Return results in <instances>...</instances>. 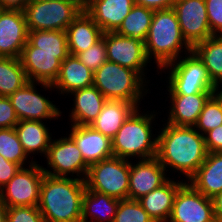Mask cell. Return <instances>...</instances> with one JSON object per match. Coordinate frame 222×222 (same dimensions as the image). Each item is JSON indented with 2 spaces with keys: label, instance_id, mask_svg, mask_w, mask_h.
<instances>
[{
  "label": "cell",
  "instance_id": "6da1fadb",
  "mask_svg": "<svg viewBox=\"0 0 222 222\" xmlns=\"http://www.w3.org/2000/svg\"><path fill=\"white\" fill-rule=\"evenodd\" d=\"M164 125L157 135L156 158L166 171H180L189 179L207 157L204 135L194 127Z\"/></svg>",
  "mask_w": 222,
  "mask_h": 222
},
{
  "label": "cell",
  "instance_id": "7a4b0ae2",
  "mask_svg": "<svg viewBox=\"0 0 222 222\" xmlns=\"http://www.w3.org/2000/svg\"><path fill=\"white\" fill-rule=\"evenodd\" d=\"M85 180L44 174L38 208L46 222H82Z\"/></svg>",
  "mask_w": 222,
  "mask_h": 222
},
{
  "label": "cell",
  "instance_id": "3957f363",
  "mask_svg": "<svg viewBox=\"0 0 222 222\" xmlns=\"http://www.w3.org/2000/svg\"><path fill=\"white\" fill-rule=\"evenodd\" d=\"M148 59L154 56L157 69H161L180 58V53L187 55L192 47L184 39L176 12L173 8L154 11L148 35L145 39ZM184 46V47H183Z\"/></svg>",
  "mask_w": 222,
  "mask_h": 222
},
{
  "label": "cell",
  "instance_id": "277c9868",
  "mask_svg": "<svg viewBox=\"0 0 222 222\" xmlns=\"http://www.w3.org/2000/svg\"><path fill=\"white\" fill-rule=\"evenodd\" d=\"M140 112L136 108L111 139L115 157L129 161L131 157H137L138 160L156 157L157 137H154L151 129L156 114L154 111L151 114L148 111V114Z\"/></svg>",
  "mask_w": 222,
  "mask_h": 222
},
{
  "label": "cell",
  "instance_id": "5b68a950",
  "mask_svg": "<svg viewBox=\"0 0 222 222\" xmlns=\"http://www.w3.org/2000/svg\"><path fill=\"white\" fill-rule=\"evenodd\" d=\"M146 82L135 70L110 61L104 62L93 74V85L107 100L128 101L139 109L140 101L148 92Z\"/></svg>",
  "mask_w": 222,
  "mask_h": 222
},
{
  "label": "cell",
  "instance_id": "8992f818",
  "mask_svg": "<svg viewBox=\"0 0 222 222\" xmlns=\"http://www.w3.org/2000/svg\"><path fill=\"white\" fill-rule=\"evenodd\" d=\"M165 69L170 70L167 82L169 95L213 93L216 87L204 63L193 50L187 56H181L162 67L160 71Z\"/></svg>",
  "mask_w": 222,
  "mask_h": 222
},
{
  "label": "cell",
  "instance_id": "52a82bcc",
  "mask_svg": "<svg viewBox=\"0 0 222 222\" xmlns=\"http://www.w3.org/2000/svg\"><path fill=\"white\" fill-rule=\"evenodd\" d=\"M83 10V0H52L29 2L24 14L28 31H66Z\"/></svg>",
  "mask_w": 222,
  "mask_h": 222
},
{
  "label": "cell",
  "instance_id": "ba28073f",
  "mask_svg": "<svg viewBox=\"0 0 222 222\" xmlns=\"http://www.w3.org/2000/svg\"><path fill=\"white\" fill-rule=\"evenodd\" d=\"M130 161L112 156L89 166L86 188L114 198L128 199Z\"/></svg>",
  "mask_w": 222,
  "mask_h": 222
},
{
  "label": "cell",
  "instance_id": "9c48e42d",
  "mask_svg": "<svg viewBox=\"0 0 222 222\" xmlns=\"http://www.w3.org/2000/svg\"><path fill=\"white\" fill-rule=\"evenodd\" d=\"M37 163L38 161L32 159L27 168H20L14 177L0 189V199L8 208L38 206L40 187L45 173L42 166Z\"/></svg>",
  "mask_w": 222,
  "mask_h": 222
},
{
  "label": "cell",
  "instance_id": "30bf717a",
  "mask_svg": "<svg viewBox=\"0 0 222 222\" xmlns=\"http://www.w3.org/2000/svg\"><path fill=\"white\" fill-rule=\"evenodd\" d=\"M36 84L46 90L53 88L50 83L29 81L9 96L18 120L42 121L50 119L51 121L56 118L58 120V117L62 115L60 108L48 100V97L41 95L36 89Z\"/></svg>",
  "mask_w": 222,
  "mask_h": 222
},
{
  "label": "cell",
  "instance_id": "8fae6325",
  "mask_svg": "<svg viewBox=\"0 0 222 222\" xmlns=\"http://www.w3.org/2000/svg\"><path fill=\"white\" fill-rule=\"evenodd\" d=\"M46 157L48 168L51 167L52 171L42 166L45 174L68 178V175L72 173L76 174L78 179L85 180L89 166L70 136L52 139Z\"/></svg>",
  "mask_w": 222,
  "mask_h": 222
},
{
  "label": "cell",
  "instance_id": "7c38bea8",
  "mask_svg": "<svg viewBox=\"0 0 222 222\" xmlns=\"http://www.w3.org/2000/svg\"><path fill=\"white\" fill-rule=\"evenodd\" d=\"M168 222H216L212 199L186 181L176 193Z\"/></svg>",
  "mask_w": 222,
  "mask_h": 222
},
{
  "label": "cell",
  "instance_id": "4fadbf2b",
  "mask_svg": "<svg viewBox=\"0 0 222 222\" xmlns=\"http://www.w3.org/2000/svg\"><path fill=\"white\" fill-rule=\"evenodd\" d=\"M107 61L135 70L144 80L147 63L145 43L134 38L125 37L116 32H104ZM145 68V69H144Z\"/></svg>",
  "mask_w": 222,
  "mask_h": 222
},
{
  "label": "cell",
  "instance_id": "5bb4252c",
  "mask_svg": "<svg viewBox=\"0 0 222 222\" xmlns=\"http://www.w3.org/2000/svg\"><path fill=\"white\" fill-rule=\"evenodd\" d=\"M172 8L176 12L183 37L192 48L213 36L205 0H175Z\"/></svg>",
  "mask_w": 222,
  "mask_h": 222
},
{
  "label": "cell",
  "instance_id": "9a60e30c",
  "mask_svg": "<svg viewBox=\"0 0 222 222\" xmlns=\"http://www.w3.org/2000/svg\"><path fill=\"white\" fill-rule=\"evenodd\" d=\"M69 54L40 52L27 41L19 59L29 81L53 84L58 78L61 62Z\"/></svg>",
  "mask_w": 222,
  "mask_h": 222
},
{
  "label": "cell",
  "instance_id": "2e32d148",
  "mask_svg": "<svg viewBox=\"0 0 222 222\" xmlns=\"http://www.w3.org/2000/svg\"><path fill=\"white\" fill-rule=\"evenodd\" d=\"M28 32L24 11L1 9L0 57L20 58Z\"/></svg>",
  "mask_w": 222,
  "mask_h": 222
},
{
  "label": "cell",
  "instance_id": "e0dca14e",
  "mask_svg": "<svg viewBox=\"0 0 222 222\" xmlns=\"http://www.w3.org/2000/svg\"><path fill=\"white\" fill-rule=\"evenodd\" d=\"M131 162L130 160L128 199L139 200L170 179L156 157L139 160L135 165Z\"/></svg>",
  "mask_w": 222,
  "mask_h": 222
},
{
  "label": "cell",
  "instance_id": "ac0fdd59",
  "mask_svg": "<svg viewBox=\"0 0 222 222\" xmlns=\"http://www.w3.org/2000/svg\"><path fill=\"white\" fill-rule=\"evenodd\" d=\"M70 130L69 136L77 145L88 166L114 156L111 139L90 125L71 124Z\"/></svg>",
  "mask_w": 222,
  "mask_h": 222
},
{
  "label": "cell",
  "instance_id": "d6986e66",
  "mask_svg": "<svg viewBox=\"0 0 222 222\" xmlns=\"http://www.w3.org/2000/svg\"><path fill=\"white\" fill-rule=\"evenodd\" d=\"M134 5V0H83V9L103 32H115Z\"/></svg>",
  "mask_w": 222,
  "mask_h": 222
},
{
  "label": "cell",
  "instance_id": "ffe728a7",
  "mask_svg": "<svg viewBox=\"0 0 222 222\" xmlns=\"http://www.w3.org/2000/svg\"><path fill=\"white\" fill-rule=\"evenodd\" d=\"M208 198L222 192V152H208L198 170L186 180Z\"/></svg>",
  "mask_w": 222,
  "mask_h": 222
},
{
  "label": "cell",
  "instance_id": "44dd1931",
  "mask_svg": "<svg viewBox=\"0 0 222 222\" xmlns=\"http://www.w3.org/2000/svg\"><path fill=\"white\" fill-rule=\"evenodd\" d=\"M212 94L169 95L171 106L166 123L175 126L194 127L205 102Z\"/></svg>",
  "mask_w": 222,
  "mask_h": 222
},
{
  "label": "cell",
  "instance_id": "7402d4cb",
  "mask_svg": "<svg viewBox=\"0 0 222 222\" xmlns=\"http://www.w3.org/2000/svg\"><path fill=\"white\" fill-rule=\"evenodd\" d=\"M185 181L169 179L159 188L141 197L138 202L154 222H168L178 189Z\"/></svg>",
  "mask_w": 222,
  "mask_h": 222
},
{
  "label": "cell",
  "instance_id": "603a6c76",
  "mask_svg": "<svg viewBox=\"0 0 222 222\" xmlns=\"http://www.w3.org/2000/svg\"><path fill=\"white\" fill-rule=\"evenodd\" d=\"M103 33L102 29L83 9L66 28L69 53L76 56L87 50L102 38Z\"/></svg>",
  "mask_w": 222,
  "mask_h": 222
},
{
  "label": "cell",
  "instance_id": "cb8c5ba5",
  "mask_svg": "<svg viewBox=\"0 0 222 222\" xmlns=\"http://www.w3.org/2000/svg\"><path fill=\"white\" fill-rule=\"evenodd\" d=\"M94 72L87 68L77 56L69 54L62 62L58 78L52 84L60 94L68 95L74 90L93 85Z\"/></svg>",
  "mask_w": 222,
  "mask_h": 222
},
{
  "label": "cell",
  "instance_id": "d4e9b609",
  "mask_svg": "<svg viewBox=\"0 0 222 222\" xmlns=\"http://www.w3.org/2000/svg\"><path fill=\"white\" fill-rule=\"evenodd\" d=\"M70 94L74 96V105L69 115L73 125H90L107 101L94 85L74 90Z\"/></svg>",
  "mask_w": 222,
  "mask_h": 222
},
{
  "label": "cell",
  "instance_id": "484cf974",
  "mask_svg": "<svg viewBox=\"0 0 222 222\" xmlns=\"http://www.w3.org/2000/svg\"><path fill=\"white\" fill-rule=\"evenodd\" d=\"M136 108L133 103L128 101L107 100L100 114L90 126L112 139Z\"/></svg>",
  "mask_w": 222,
  "mask_h": 222
},
{
  "label": "cell",
  "instance_id": "4316f807",
  "mask_svg": "<svg viewBox=\"0 0 222 222\" xmlns=\"http://www.w3.org/2000/svg\"><path fill=\"white\" fill-rule=\"evenodd\" d=\"M14 128L27 156L37 152L46 158L52 135L43 121L22 120Z\"/></svg>",
  "mask_w": 222,
  "mask_h": 222
},
{
  "label": "cell",
  "instance_id": "83f0119b",
  "mask_svg": "<svg viewBox=\"0 0 222 222\" xmlns=\"http://www.w3.org/2000/svg\"><path fill=\"white\" fill-rule=\"evenodd\" d=\"M119 202L120 199L86 188L82 201V222H113Z\"/></svg>",
  "mask_w": 222,
  "mask_h": 222
},
{
  "label": "cell",
  "instance_id": "f1b7e54d",
  "mask_svg": "<svg viewBox=\"0 0 222 222\" xmlns=\"http://www.w3.org/2000/svg\"><path fill=\"white\" fill-rule=\"evenodd\" d=\"M192 50L202 60L215 85L222 84V35L197 43Z\"/></svg>",
  "mask_w": 222,
  "mask_h": 222
},
{
  "label": "cell",
  "instance_id": "f546056e",
  "mask_svg": "<svg viewBox=\"0 0 222 222\" xmlns=\"http://www.w3.org/2000/svg\"><path fill=\"white\" fill-rule=\"evenodd\" d=\"M153 14L154 10L135 4L115 32L145 42Z\"/></svg>",
  "mask_w": 222,
  "mask_h": 222
},
{
  "label": "cell",
  "instance_id": "4dcf8cb0",
  "mask_svg": "<svg viewBox=\"0 0 222 222\" xmlns=\"http://www.w3.org/2000/svg\"><path fill=\"white\" fill-rule=\"evenodd\" d=\"M29 82L19 58L0 57V96L9 97Z\"/></svg>",
  "mask_w": 222,
  "mask_h": 222
},
{
  "label": "cell",
  "instance_id": "1f68e13d",
  "mask_svg": "<svg viewBox=\"0 0 222 222\" xmlns=\"http://www.w3.org/2000/svg\"><path fill=\"white\" fill-rule=\"evenodd\" d=\"M28 42L37 51L47 53H69L66 31L36 30L28 32Z\"/></svg>",
  "mask_w": 222,
  "mask_h": 222
},
{
  "label": "cell",
  "instance_id": "d6a6232c",
  "mask_svg": "<svg viewBox=\"0 0 222 222\" xmlns=\"http://www.w3.org/2000/svg\"><path fill=\"white\" fill-rule=\"evenodd\" d=\"M0 154L8 161L18 164L21 168L27 162V154L24 152L15 128L0 129Z\"/></svg>",
  "mask_w": 222,
  "mask_h": 222
},
{
  "label": "cell",
  "instance_id": "836d02e7",
  "mask_svg": "<svg viewBox=\"0 0 222 222\" xmlns=\"http://www.w3.org/2000/svg\"><path fill=\"white\" fill-rule=\"evenodd\" d=\"M220 125H222V106L212 94L205 102L194 128L204 135Z\"/></svg>",
  "mask_w": 222,
  "mask_h": 222
},
{
  "label": "cell",
  "instance_id": "e575fe53",
  "mask_svg": "<svg viewBox=\"0 0 222 222\" xmlns=\"http://www.w3.org/2000/svg\"><path fill=\"white\" fill-rule=\"evenodd\" d=\"M113 222H154L138 200H120Z\"/></svg>",
  "mask_w": 222,
  "mask_h": 222
},
{
  "label": "cell",
  "instance_id": "d590c367",
  "mask_svg": "<svg viewBox=\"0 0 222 222\" xmlns=\"http://www.w3.org/2000/svg\"><path fill=\"white\" fill-rule=\"evenodd\" d=\"M77 58L90 70L95 72L104 62L107 61L105 40L102 37L87 50L78 53Z\"/></svg>",
  "mask_w": 222,
  "mask_h": 222
},
{
  "label": "cell",
  "instance_id": "8d00e7d4",
  "mask_svg": "<svg viewBox=\"0 0 222 222\" xmlns=\"http://www.w3.org/2000/svg\"><path fill=\"white\" fill-rule=\"evenodd\" d=\"M7 222H46L38 206H17L7 209Z\"/></svg>",
  "mask_w": 222,
  "mask_h": 222
},
{
  "label": "cell",
  "instance_id": "74e56055",
  "mask_svg": "<svg viewBox=\"0 0 222 222\" xmlns=\"http://www.w3.org/2000/svg\"><path fill=\"white\" fill-rule=\"evenodd\" d=\"M212 35H222V0H205Z\"/></svg>",
  "mask_w": 222,
  "mask_h": 222
},
{
  "label": "cell",
  "instance_id": "f35d334b",
  "mask_svg": "<svg viewBox=\"0 0 222 222\" xmlns=\"http://www.w3.org/2000/svg\"><path fill=\"white\" fill-rule=\"evenodd\" d=\"M19 122L9 97L0 96V129L14 128Z\"/></svg>",
  "mask_w": 222,
  "mask_h": 222
},
{
  "label": "cell",
  "instance_id": "ab89813d",
  "mask_svg": "<svg viewBox=\"0 0 222 222\" xmlns=\"http://www.w3.org/2000/svg\"><path fill=\"white\" fill-rule=\"evenodd\" d=\"M20 168L18 164L6 160L0 154V189L14 177Z\"/></svg>",
  "mask_w": 222,
  "mask_h": 222
},
{
  "label": "cell",
  "instance_id": "60d3db41",
  "mask_svg": "<svg viewBox=\"0 0 222 222\" xmlns=\"http://www.w3.org/2000/svg\"><path fill=\"white\" fill-rule=\"evenodd\" d=\"M204 138L207 152H222V125L208 131Z\"/></svg>",
  "mask_w": 222,
  "mask_h": 222
},
{
  "label": "cell",
  "instance_id": "b9f144b4",
  "mask_svg": "<svg viewBox=\"0 0 222 222\" xmlns=\"http://www.w3.org/2000/svg\"><path fill=\"white\" fill-rule=\"evenodd\" d=\"M175 0H134L135 4L156 10L168 9L173 7Z\"/></svg>",
  "mask_w": 222,
  "mask_h": 222
},
{
  "label": "cell",
  "instance_id": "7bdbcfd3",
  "mask_svg": "<svg viewBox=\"0 0 222 222\" xmlns=\"http://www.w3.org/2000/svg\"><path fill=\"white\" fill-rule=\"evenodd\" d=\"M28 3L29 0H0V7L2 9L24 11Z\"/></svg>",
  "mask_w": 222,
  "mask_h": 222
},
{
  "label": "cell",
  "instance_id": "ee69618b",
  "mask_svg": "<svg viewBox=\"0 0 222 222\" xmlns=\"http://www.w3.org/2000/svg\"><path fill=\"white\" fill-rule=\"evenodd\" d=\"M212 199L213 209H214V216L216 222L222 220V192L216 194Z\"/></svg>",
  "mask_w": 222,
  "mask_h": 222
},
{
  "label": "cell",
  "instance_id": "f6af8a7d",
  "mask_svg": "<svg viewBox=\"0 0 222 222\" xmlns=\"http://www.w3.org/2000/svg\"><path fill=\"white\" fill-rule=\"evenodd\" d=\"M7 209L8 207L0 199V222H7Z\"/></svg>",
  "mask_w": 222,
  "mask_h": 222
},
{
  "label": "cell",
  "instance_id": "bcb514c9",
  "mask_svg": "<svg viewBox=\"0 0 222 222\" xmlns=\"http://www.w3.org/2000/svg\"><path fill=\"white\" fill-rule=\"evenodd\" d=\"M221 85L222 84L216 85V87L214 88V91H213V95L218 99V101L220 102V104L222 106V89L220 90V88H222Z\"/></svg>",
  "mask_w": 222,
  "mask_h": 222
},
{
  "label": "cell",
  "instance_id": "7dc6e473",
  "mask_svg": "<svg viewBox=\"0 0 222 222\" xmlns=\"http://www.w3.org/2000/svg\"><path fill=\"white\" fill-rule=\"evenodd\" d=\"M52 1V0H29V2Z\"/></svg>",
  "mask_w": 222,
  "mask_h": 222
}]
</instances>
